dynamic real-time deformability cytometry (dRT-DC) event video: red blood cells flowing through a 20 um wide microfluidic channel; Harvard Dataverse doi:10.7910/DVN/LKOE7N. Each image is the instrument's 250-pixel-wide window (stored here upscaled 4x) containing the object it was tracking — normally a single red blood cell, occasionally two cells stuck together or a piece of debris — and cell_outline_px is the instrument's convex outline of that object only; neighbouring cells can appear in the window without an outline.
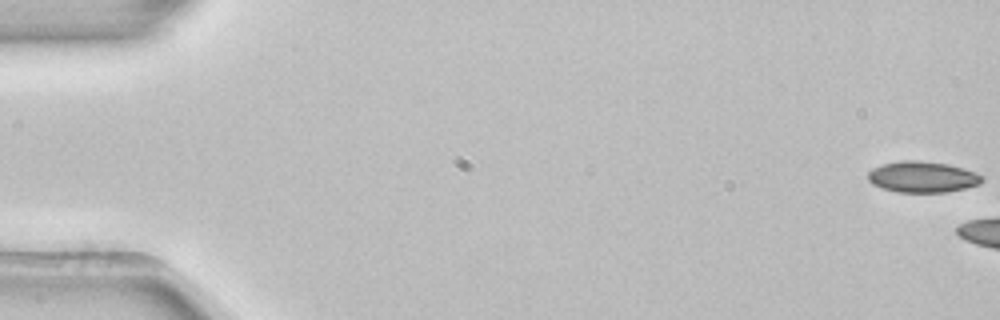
{"species": "common noctule bat (a hibernating species)", "species_latin": "Nyctalus noctula", "temperature_condition": "room temperature", "stored_images_in_passage": 8, "camera_frame_rate_fps": 3000, "um_per_image_px": 0.085, "animal": {"sex": "female", "body_mass_g": 22.7, "forearm_length_mm": 54.2}, "frame": {"image": 1, "passage_image": 1, "time_ms": 0.0, "image_size_px": [1000, 320], "cell_outline_px": [[984, 180], [980, 184], [948, 192], [896, 192], [872, 184], [868, 180], [868, 172], [872, 168], [880, 164], [904, 160], [920, 160], [948, 164], [964, 168], [976, 172], [984, 176]], "centroid_in_image_um": [78.42, 15.03], "position_along_channel_um": 6.6, "area_um2": 20.87}}